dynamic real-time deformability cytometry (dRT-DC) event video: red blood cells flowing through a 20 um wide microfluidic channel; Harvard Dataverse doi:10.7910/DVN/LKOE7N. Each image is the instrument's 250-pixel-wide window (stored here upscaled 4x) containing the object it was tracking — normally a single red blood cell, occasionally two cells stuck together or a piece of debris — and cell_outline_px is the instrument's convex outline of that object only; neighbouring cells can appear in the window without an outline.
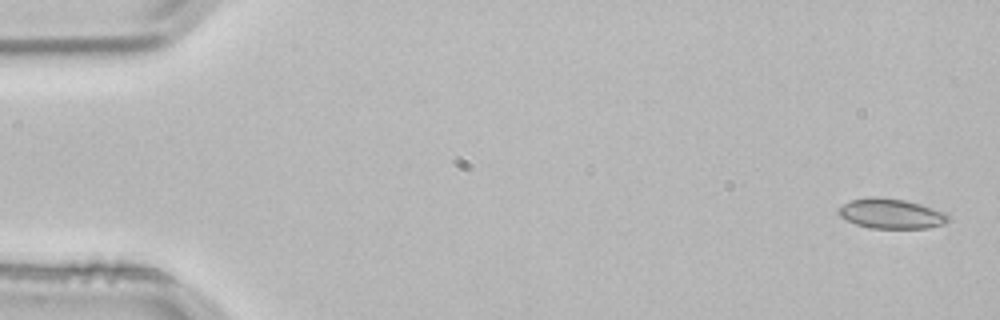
{"species": "common noctule bat (a hibernating species)", "species_latin": "Nyctalus noctula", "temperature_condition": "room temperature", "stored_images_in_passage": 3, "camera_frame_rate_fps": 3000, "um_per_image_px": 0.085, "animal": {"sex": "male", "body_mass_g": 21.5, "forearm_length_mm": 52.0}, "frame": {"image": 1, "passage_image": 1, "time_ms": 0.0, "image_size_px": [1000, 320], "cell_outline_px": [[952, 220], [944, 224], [928, 228], [868, 228], [856, 224], [840, 216], [836, 212], [844, 204], [852, 200], [872, 196], [876, 196], [904, 200], [920, 204], [948, 212]], "centroid_in_image_um": [75.82, 18.16], "position_along_channel_um": 9.2, "area_um2": 19.31}}